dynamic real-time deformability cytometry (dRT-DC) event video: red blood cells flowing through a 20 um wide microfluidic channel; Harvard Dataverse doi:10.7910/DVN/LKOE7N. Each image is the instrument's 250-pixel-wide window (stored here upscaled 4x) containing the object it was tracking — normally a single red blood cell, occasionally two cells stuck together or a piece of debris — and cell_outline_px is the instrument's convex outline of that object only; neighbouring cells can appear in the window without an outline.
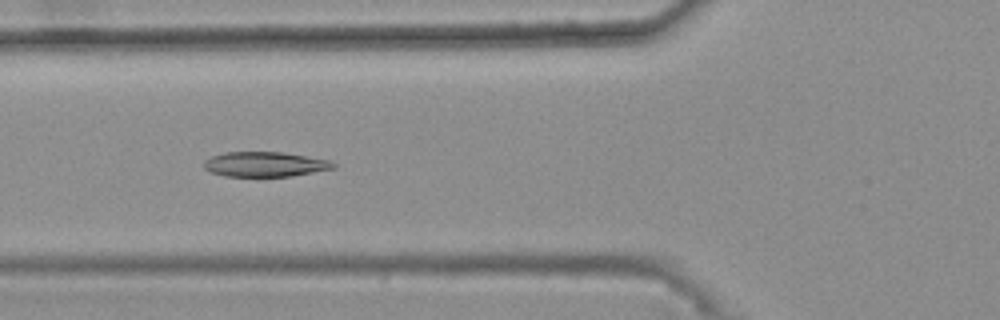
{"species": "common noctule bat (a hibernating species)", "species_latin": "Nyctalus noctula", "temperature_condition": "warm", "stored_images_in_passage": 33, "camera_frame_rate_fps": 3000, "um_per_image_px": 0.085, "animal": {"sex": "female", "body_mass_g": 25.1}, "frame": {"image": 1, "passage_image": 8, "time_ms": 2.333, "image_size_px": [1000, 320], "cell_outline_px": [[336, 168], [292, 176], [224, 176], [212, 172], [204, 168], [204, 160], [212, 156], [228, 152], [280, 152], [328, 160], [336, 164]], "centroid_in_image_um": [22.52, 13.97], "position_along_channel_um": 103.3, "area_um2": 18.55}}
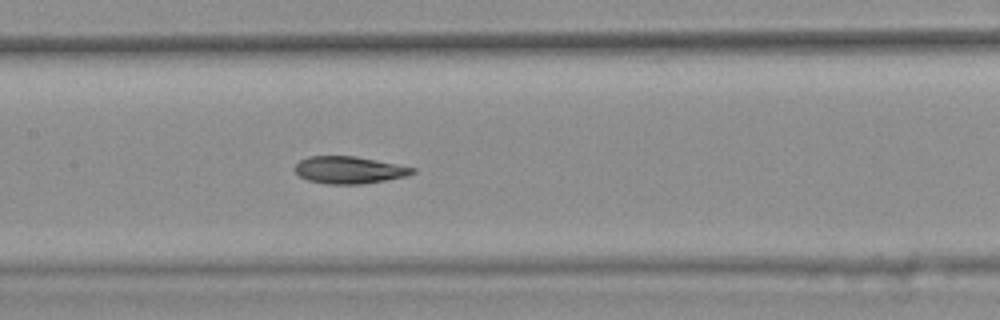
{"frame": {"image": 2, "passage_image": 14, "time_ms": 4.333, "image_size_px": [1000, 320], "cell_outline_px": [[416, 172], [408, 176], [364, 184], [328, 184], [308, 180], [300, 176], [296, 172], [296, 164], [300, 160], [308, 156], [356, 156], [416, 168]], "centroid_in_image_um": [29.71, 14.45], "position_along_channel_um": 177.7, "area_um2": 18.61}}
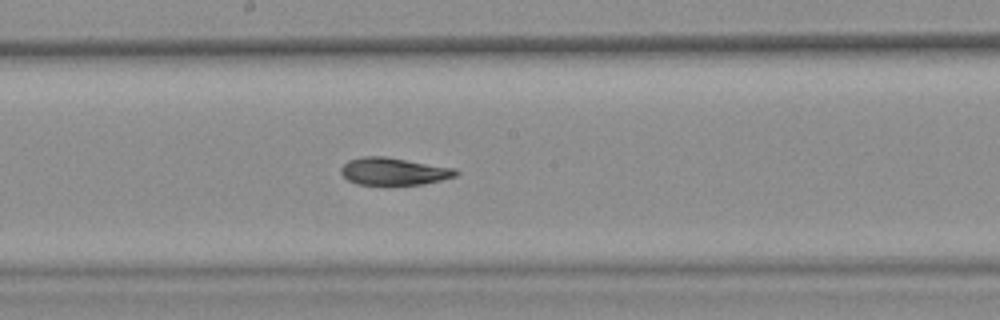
{"frame": {"image": 3, "passage_image": 17, "time_ms": 5.333, "image_size_px": [1000, 320], "cell_outline_px": [[460, 172], [456, 176], [440, 180], [420, 184], [356, 184], [348, 180], [340, 172], [340, 168], [348, 160], [364, 156], [384, 156], [456, 168]], "centroid_in_image_um": [33.46, 14.55], "position_along_channel_um": 214.7, "area_um2": 18.21}, "authors_computed_cell_mechanics": {"area_um2": 18.7272, "velocity_mm_per_s": 3.7163, "shape_relaxation_time_tau1_ms": null, "shape_relaxation_time_tau2_ms": 3.344, "deformation_change_tau1": null, "deformation_change_tau2": 0.0672}}